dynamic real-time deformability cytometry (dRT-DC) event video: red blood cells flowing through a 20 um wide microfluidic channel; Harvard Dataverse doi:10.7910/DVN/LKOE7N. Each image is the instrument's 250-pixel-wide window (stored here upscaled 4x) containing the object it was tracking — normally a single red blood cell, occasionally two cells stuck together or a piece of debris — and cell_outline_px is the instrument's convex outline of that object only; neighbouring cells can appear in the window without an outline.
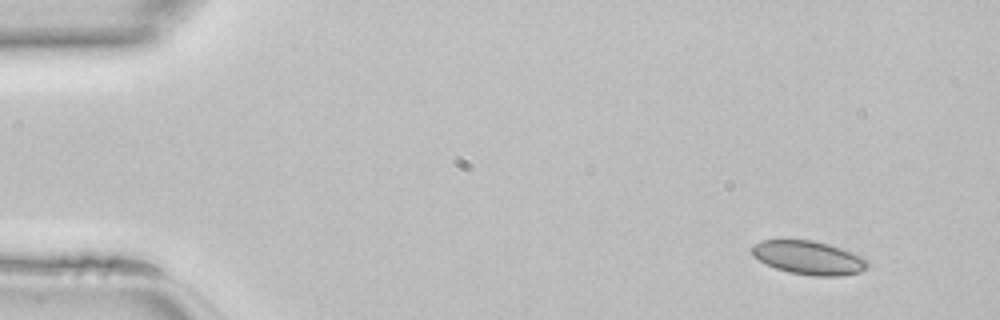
{"species": "common noctule bat (a hibernating species)", "species_latin": "Nyctalus noctula", "temperature_condition": "room temperature", "stored_images_in_passage": 46, "camera_frame_rate_fps": 3000, "um_per_image_px": 0.085, "animal": {"sex": "female", "body_mass_g": 22.7, "forearm_length_mm": 54.2}, "frame": {"image": 1, "passage_image": 4, "time_ms": 1.0, "image_size_px": [1000, 320], "cell_outline_px": [[868, 264], [860, 272], [840, 276], [812, 276], [788, 272], [776, 268], [752, 256], [752, 248], [756, 244], [764, 240], [812, 240], [828, 244], [864, 256], [868, 260]], "centroid_in_image_um": [68.77, 21.91], "position_along_channel_um": 16.2, "area_um2": 22.48}}
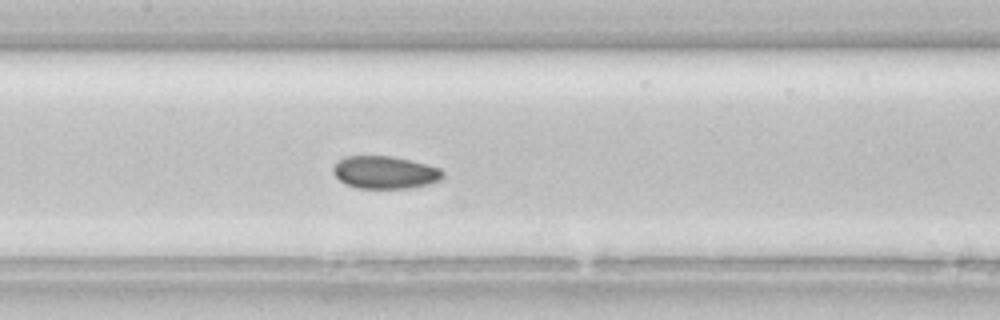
{"frame": {"image": 2, "passage_image": 22, "time_ms": 7.0, "image_size_px": [1000, 320], "cell_outline_px": [[444, 176], [440, 180], [428, 184], [408, 188], [356, 188], [340, 180], [332, 172], [332, 168], [336, 160], [344, 156], [392, 156], [440, 168], [444, 172]], "centroid_in_image_um": [32.69, 14.64], "position_along_channel_um": 174.7, "area_um2": 20.81}}
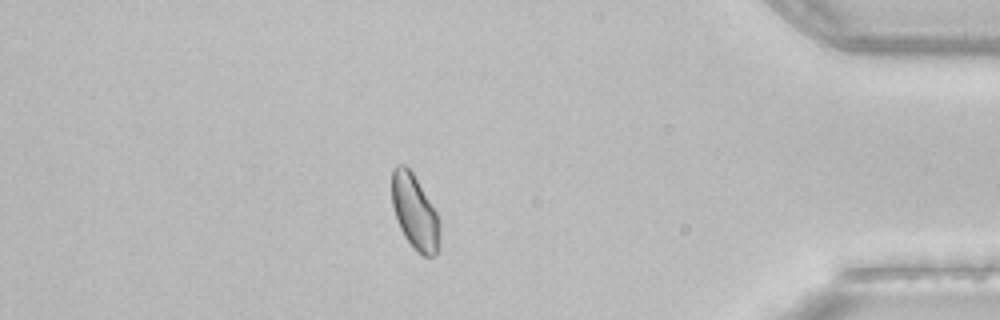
{"frame": {"image": 3, "passage_image": 40, "time_ms": 13.0, "image_size_px": [1000, 320], "cell_outline_px": [[440, 228], [436, 252], [432, 256], [424, 256], [416, 252], [412, 248], [404, 236], [396, 220], [392, 204], [392, 168], [396, 164], [404, 164], [412, 172], [436, 212], [440, 220]], "centroid_in_image_um": [35.23, 18.02], "position_along_channel_um": 400.0, "area_um2": 20.75}}